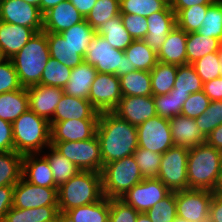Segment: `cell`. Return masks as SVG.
Returning <instances> with one entry per match:
<instances>
[{
	"label": "cell",
	"mask_w": 222,
	"mask_h": 222,
	"mask_svg": "<svg viewBox=\"0 0 222 222\" xmlns=\"http://www.w3.org/2000/svg\"><path fill=\"white\" fill-rule=\"evenodd\" d=\"M145 213L152 222H173L177 216L175 192H171Z\"/></svg>",
	"instance_id": "47"
},
{
	"label": "cell",
	"mask_w": 222,
	"mask_h": 222,
	"mask_svg": "<svg viewBox=\"0 0 222 222\" xmlns=\"http://www.w3.org/2000/svg\"><path fill=\"white\" fill-rule=\"evenodd\" d=\"M50 58L46 32H37L10 60L22 87L40 85L41 77Z\"/></svg>",
	"instance_id": "3"
},
{
	"label": "cell",
	"mask_w": 222,
	"mask_h": 222,
	"mask_svg": "<svg viewBox=\"0 0 222 222\" xmlns=\"http://www.w3.org/2000/svg\"><path fill=\"white\" fill-rule=\"evenodd\" d=\"M189 149L171 147L162 154L157 179L171 192L188 189L187 159Z\"/></svg>",
	"instance_id": "9"
},
{
	"label": "cell",
	"mask_w": 222,
	"mask_h": 222,
	"mask_svg": "<svg viewBox=\"0 0 222 222\" xmlns=\"http://www.w3.org/2000/svg\"><path fill=\"white\" fill-rule=\"evenodd\" d=\"M23 155L16 151L0 152V186L15 185L22 178Z\"/></svg>",
	"instance_id": "36"
},
{
	"label": "cell",
	"mask_w": 222,
	"mask_h": 222,
	"mask_svg": "<svg viewBox=\"0 0 222 222\" xmlns=\"http://www.w3.org/2000/svg\"><path fill=\"white\" fill-rule=\"evenodd\" d=\"M120 78L115 74L97 73L90 87L88 100L99 112H112L122 98Z\"/></svg>",
	"instance_id": "11"
},
{
	"label": "cell",
	"mask_w": 222,
	"mask_h": 222,
	"mask_svg": "<svg viewBox=\"0 0 222 222\" xmlns=\"http://www.w3.org/2000/svg\"><path fill=\"white\" fill-rule=\"evenodd\" d=\"M60 34L65 41H67L74 49L78 50V54L84 58L90 41L96 35V30L84 20L81 23L64 30Z\"/></svg>",
	"instance_id": "39"
},
{
	"label": "cell",
	"mask_w": 222,
	"mask_h": 222,
	"mask_svg": "<svg viewBox=\"0 0 222 222\" xmlns=\"http://www.w3.org/2000/svg\"><path fill=\"white\" fill-rule=\"evenodd\" d=\"M84 20L85 18L74 5L66 0L43 14V31L46 33H61Z\"/></svg>",
	"instance_id": "19"
},
{
	"label": "cell",
	"mask_w": 222,
	"mask_h": 222,
	"mask_svg": "<svg viewBox=\"0 0 222 222\" xmlns=\"http://www.w3.org/2000/svg\"><path fill=\"white\" fill-rule=\"evenodd\" d=\"M84 61L94 66L97 73L115 74L118 77L136 70L130 69V62L123 50L113 48L97 34L87 47Z\"/></svg>",
	"instance_id": "7"
},
{
	"label": "cell",
	"mask_w": 222,
	"mask_h": 222,
	"mask_svg": "<svg viewBox=\"0 0 222 222\" xmlns=\"http://www.w3.org/2000/svg\"><path fill=\"white\" fill-rule=\"evenodd\" d=\"M124 53L130 69L151 71L158 63L157 53L143 40H134Z\"/></svg>",
	"instance_id": "30"
},
{
	"label": "cell",
	"mask_w": 222,
	"mask_h": 222,
	"mask_svg": "<svg viewBox=\"0 0 222 222\" xmlns=\"http://www.w3.org/2000/svg\"><path fill=\"white\" fill-rule=\"evenodd\" d=\"M118 15H120V0H97L85 20L94 30H97L109 19Z\"/></svg>",
	"instance_id": "40"
},
{
	"label": "cell",
	"mask_w": 222,
	"mask_h": 222,
	"mask_svg": "<svg viewBox=\"0 0 222 222\" xmlns=\"http://www.w3.org/2000/svg\"><path fill=\"white\" fill-rule=\"evenodd\" d=\"M127 32L134 40H143L148 31L147 18L134 14H120Z\"/></svg>",
	"instance_id": "53"
},
{
	"label": "cell",
	"mask_w": 222,
	"mask_h": 222,
	"mask_svg": "<svg viewBox=\"0 0 222 222\" xmlns=\"http://www.w3.org/2000/svg\"><path fill=\"white\" fill-rule=\"evenodd\" d=\"M138 147L163 154L174 146L169 119L156 115L136 126Z\"/></svg>",
	"instance_id": "10"
},
{
	"label": "cell",
	"mask_w": 222,
	"mask_h": 222,
	"mask_svg": "<svg viewBox=\"0 0 222 222\" xmlns=\"http://www.w3.org/2000/svg\"><path fill=\"white\" fill-rule=\"evenodd\" d=\"M188 189L219 191L222 182V151L206 142L189 149Z\"/></svg>",
	"instance_id": "2"
},
{
	"label": "cell",
	"mask_w": 222,
	"mask_h": 222,
	"mask_svg": "<svg viewBox=\"0 0 222 222\" xmlns=\"http://www.w3.org/2000/svg\"><path fill=\"white\" fill-rule=\"evenodd\" d=\"M169 0H120V14H134L142 17L165 10Z\"/></svg>",
	"instance_id": "41"
},
{
	"label": "cell",
	"mask_w": 222,
	"mask_h": 222,
	"mask_svg": "<svg viewBox=\"0 0 222 222\" xmlns=\"http://www.w3.org/2000/svg\"><path fill=\"white\" fill-rule=\"evenodd\" d=\"M96 136L100 142L103 166L133 155L138 148L136 126L112 112L99 114Z\"/></svg>",
	"instance_id": "1"
},
{
	"label": "cell",
	"mask_w": 222,
	"mask_h": 222,
	"mask_svg": "<svg viewBox=\"0 0 222 222\" xmlns=\"http://www.w3.org/2000/svg\"><path fill=\"white\" fill-rule=\"evenodd\" d=\"M0 21L43 31V14L39 7L23 0H0Z\"/></svg>",
	"instance_id": "14"
},
{
	"label": "cell",
	"mask_w": 222,
	"mask_h": 222,
	"mask_svg": "<svg viewBox=\"0 0 222 222\" xmlns=\"http://www.w3.org/2000/svg\"><path fill=\"white\" fill-rule=\"evenodd\" d=\"M79 13L86 18L97 0H69Z\"/></svg>",
	"instance_id": "60"
},
{
	"label": "cell",
	"mask_w": 222,
	"mask_h": 222,
	"mask_svg": "<svg viewBox=\"0 0 222 222\" xmlns=\"http://www.w3.org/2000/svg\"><path fill=\"white\" fill-rule=\"evenodd\" d=\"M133 156L144 179L157 178L162 154L138 147Z\"/></svg>",
	"instance_id": "46"
},
{
	"label": "cell",
	"mask_w": 222,
	"mask_h": 222,
	"mask_svg": "<svg viewBox=\"0 0 222 222\" xmlns=\"http://www.w3.org/2000/svg\"><path fill=\"white\" fill-rule=\"evenodd\" d=\"M35 34L32 28L0 21V49L11 59Z\"/></svg>",
	"instance_id": "23"
},
{
	"label": "cell",
	"mask_w": 222,
	"mask_h": 222,
	"mask_svg": "<svg viewBox=\"0 0 222 222\" xmlns=\"http://www.w3.org/2000/svg\"><path fill=\"white\" fill-rule=\"evenodd\" d=\"M17 72L10 59L0 64V94L21 89Z\"/></svg>",
	"instance_id": "52"
},
{
	"label": "cell",
	"mask_w": 222,
	"mask_h": 222,
	"mask_svg": "<svg viewBox=\"0 0 222 222\" xmlns=\"http://www.w3.org/2000/svg\"><path fill=\"white\" fill-rule=\"evenodd\" d=\"M186 41L187 33L176 25L158 51V61L176 66L187 64Z\"/></svg>",
	"instance_id": "25"
},
{
	"label": "cell",
	"mask_w": 222,
	"mask_h": 222,
	"mask_svg": "<svg viewBox=\"0 0 222 222\" xmlns=\"http://www.w3.org/2000/svg\"><path fill=\"white\" fill-rule=\"evenodd\" d=\"M14 151L41 154L51 145V126L47 119L28 109L12 123ZM45 147V148H44Z\"/></svg>",
	"instance_id": "4"
},
{
	"label": "cell",
	"mask_w": 222,
	"mask_h": 222,
	"mask_svg": "<svg viewBox=\"0 0 222 222\" xmlns=\"http://www.w3.org/2000/svg\"><path fill=\"white\" fill-rule=\"evenodd\" d=\"M210 102L211 100L206 96L203 90L192 93L184 102L181 109V115L193 119L198 118L206 111Z\"/></svg>",
	"instance_id": "50"
},
{
	"label": "cell",
	"mask_w": 222,
	"mask_h": 222,
	"mask_svg": "<svg viewBox=\"0 0 222 222\" xmlns=\"http://www.w3.org/2000/svg\"><path fill=\"white\" fill-rule=\"evenodd\" d=\"M74 222H109V198L68 210Z\"/></svg>",
	"instance_id": "35"
},
{
	"label": "cell",
	"mask_w": 222,
	"mask_h": 222,
	"mask_svg": "<svg viewBox=\"0 0 222 222\" xmlns=\"http://www.w3.org/2000/svg\"><path fill=\"white\" fill-rule=\"evenodd\" d=\"M23 1L31 5L39 7V10H40V0H23Z\"/></svg>",
	"instance_id": "64"
},
{
	"label": "cell",
	"mask_w": 222,
	"mask_h": 222,
	"mask_svg": "<svg viewBox=\"0 0 222 222\" xmlns=\"http://www.w3.org/2000/svg\"><path fill=\"white\" fill-rule=\"evenodd\" d=\"M50 57L57 59L66 67L73 69L84 61V58L78 54L60 33H46Z\"/></svg>",
	"instance_id": "28"
},
{
	"label": "cell",
	"mask_w": 222,
	"mask_h": 222,
	"mask_svg": "<svg viewBox=\"0 0 222 222\" xmlns=\"http://www.w3.org/2000/svg\"><path fill=\"white\" fill-rule=\"evenodd\" d=\"M218 55L221 63V68H222V42L220 44L219 50H218ZM221 77H222V70H221Z\"/></svg>",
	"instance_id": "65"
},
{
	"label": "cell",
	"mask_w": 222,
	"mask_h": 222,
	"mask_svg": "<svg viewBox=\"0 0 222 222\" xmlns=\"http://www.w3.org/2000/svg\"><path fill=\"white\" fill-rule=\"evenodd\" d=\"M220 44L221 41L214 37H206L197 32L187 33V64H193L205 55L218 52Z\"/></svg>",
	"instance_id": "31"
},
{
	"label": "cell",
	"mask_w": 222,
	"mask_h": 222,
	"mask_svg": "<svg viewBox=\"0 0 222 222\" xmlns=\"http://www.w3.org/2000/svg\"><path fill=\"white\" fill-rule=\"evenodd\" d=\"M169 123L175 147L191 149L206 142V137L199 130L195 119L177 115L169 119Z\"/></svg>",
	"instance_id": "22"
},
{
	"label": "cell",
	"mask_w": 222,
	"mask_h": 222,
	"mask_svg": "<svg viewBox=\"0 0 222 222\" xmlns=\"http://www.w3.org/2000/svg\"><path fill=\"white\" fill-rule=\"evenodd\" d=\"M177 216L190 222H208L213 191L186 189L175 192Z\"/></svg>",
	"instance_id": "12"
},
{
	"label": "cell",
	"mask_w": 222,
	"mask_h": 222,
	"mask_svg": "<svg viewBox=\"0 0 222 222\" xmlns=\"http://www.w3.org/2000/svg\"><path fill=\"white\" fill-rule=\"evenodd\" d=\"M210 5H193L182 9L176 15V24L186 33L197 32L206 16Z\"/></svg>",
	"instance_id": "45"
},
{
	"label": "cell",
	"mask_w": 222,
	"mask_h": 222,
	"mask_svg": "<svg viewBox=\"0 0 222 222\" xmlns=\"http://www.w3.org/2000/svg\"><path fill=\"white\" fill-rule=\"evenodd\" d=\"M28 109L27 88L0 94V119L13 123Z\"/></svg>",
	"instance_id": "27"
},
{
	"label": "cell",
	"mask_w": 222,
	"mask_h": 222,
	"mask_svg": "<svg viewBox=\"0 0 222 222\" xmlns=\"http://www.w3.org/2000/svg\"><path fill=\"white\" fill-rule=\"evenodd\" d=\"M119 78L123 96L152 95L150 71L135 70Z\"/></svg>",
	"instance_id": "32"
},
{
	"label": "cell",
	"mask_w": 222,
	"mask_h": 222,
	"mask_svg": "<svg viewBox=\"0 0 222 222\" xmlns=\"http://www.w3.org/2000/svg\"><path fill=\"white\" fill-rule=\"evenodd\" d=\"M14 151L12 123L0 119V152Z\"/></svg>",
	"instance_id": "54"
},
{
	"label": "cell",
	"mask_w": 222,
	"mask_h": 222,
	"mask_svg": "<svg viewBox=\"0 0 222 222\" xmlns=\"http://www.w3.org/2000/svg\"><path fill=\"white\" fill-rule=\"evenodd\" d=\"M206 143L222 151V124L215 128L207 137Z\"/></svg>",
	"instance_id": "59"
},
{
	"label": "cell",
	"mask_w": 222,
	"mask_h": 222,
	"mask_svg": "<svg viewBox=\"0 0 222 222\" xmlns=\"http://www.w3.org/2000/svg\"><path fill=\"white\" fill-rule=\"evenodd\" d=\"M219 191H221V192H222V182H221V185H220V189H219Z\"/></svg>",
	"instance_id": "69"
},
{
	"label": "cell",
	"mask_w": 222,
	"mask_h": 222,
	"mask_svg": "<svg viewBox=\"0 0 222 222\" xmlns=\"http://www.w3.org/2000/svg\"><path fill=\"white\" fill-rule=\"evenodd\" d=\"M61 222H74V221L69 214L61 211Z\"/></svg>",
	"instance_id": "63"
},
{
	"label": "cell",
	"mask_w": 222,
	"mask_h": 222,
	"mask_svg": "<svg viewBox=\"0 0 222 222\" xmlns=\"http://www.w3.org/2000/svg\"><path fill=\"white\" fill-rule=\"evenodd\" d=\"M177 66L158 61L150 71L152 96L169 93L175 83Z\"/></svg>",
	"instance_id": "37"
},
{
	"label": "cell",
	"mask_w": 222,
	"mask_h": 222,
	"mask_svg": "<svg viewBox=\"0 0 222 222\" xmlns=\"http://www.w3.org/2000/svg\"><path fill=\"white\" fill-rule=\"evenodd\" d=\"M96 34L102 36L113 48L125 51L134 41L124 27L121 15L109 19L101 25Z\"/></svg>",
	"instance_id": "29"
},
{
	"label": "cell",
	"mask_w": 222,
	"mask_h": 222,
	"mask_svg": "<svg viewBox=\"0 0 222 222\" xmlns=\"http://www.w3.org/2000/svg\"><path fill=\"white\" fill-rule=\"evenodd\" d=\"M203 90V82L192 64L177 66L174 94L190 95Z\"/></svg>",
	"instance_id": "38"
},
{
	"label": "cell",
	"mask_w": 222,
	"mask_h": 222,
	"mask_svg": "<svg viewBox=\"0 0 222 222\" xmlns=\"http://www.w3.org/2000/svg\"><path fill=\"white\" fill-rule=\"evenodd\" d=\"M136 222H152V221L150 220L148 215L145 212H143L138 214Z\"/></svg>",
	"instance_id": "62"
},
{
	"label": "cell",
	"mask_w": 222,
	"mask_h": 222,
	"mask_svg": "<svg viewBox=\"0 0 222 222\" xmlns=\"http://www.w3.org/2000/svg\"><path fill=\"white\" fill-rule=\"evenodd\" d=\"M38 155L40 156L38 153L23 155L22 177L37 186L58 188L55 185L53 172L50 169L48 160L44 155L40 156V158H38Z\"/></svg>",
	"instance_id": "24"
},
{
	"label": "cell",
	"mask_w": 222,
	"mask_h": 222,
	"mask_svg": "<svg viewBox=\"0 0 222 222\" xmlns=\"http://www.w3.org/2000/svg\"><path fill=\"white\" fill-rule=\"evenodd\" d=\"M7 58L4 56L3 52L0 49V64L3 63Z\"/></svg>",
	"instance_id": "68"
},
{
	"label": "cell",
	"mask_w": 222,
	"mask_h": 222,
	"mask_svg": "<svg viewBox=\"0 0 222 222\" xmlns=\"http://www.w3.org/2000/svg\"><path fill=\"white\" fill-rule=\"evenodd\" d=\"M197 33L210 38L214 37L222 42V0H215L208 7Z\"/></svg>",
	"instance_id": "42"
},
{
	"label": "cell",
	"mask_w": 222,
	"mask_h": 222,
	"mask_svg": "<svg viewBox=\"0 0 222 222\" xmlns=\"http://www.w3.org/2000/svg\"><path fill=\"white\" fill-rule=\"evenodd\" d=\"M170 6L177 15L182 9L193 5H211L215 0H169Z\"/></svg>",
	"instance_id": "58"
},
{
	"label": "cell",
	"mask_w": 222,
	"mask_h": 222,
	"mask_svg": "<svg viewBox=\"0 0 222 222\" xmlns=\"http://www.w3.org/2000/svg\"><path fill=\"white\" fill-rule=\"evenodd\" d=\"M203 92L211 101L222 100V77L203 83Z\"/></svg>",
	"instance_id": "56"
},
{
	"label": "cell",
	"mask_w": 222,
	"mask_h": 222,
	"mask_svg": "<svg viewBox=\"0 0 222 222\" xmlns=\"http://www.w3.org/2000/svg\"><path fill=\"white\" fill-rule=\"evenodd\" d=\"M201 133L207 137L215 128L222 124V100L211 101L206 111L195 118Z\"/></svg>",
	"instance_id": "48"
},
{
	"label": "cell",
	"mask_w": 222,
	"mask_h": 222,
	"mask_svg": "<svg viewBox=\"0 0 222 222\" xmlns=\"http://www.w3.org/2000/svg\"><path fill=\"white\" fill-rule=\"evenodd\" d=\"M103 197L101 172L80 171L58 187V209L67 212L79 206L96 203Z\"/></svg>",
	"instance_id": "5"
},
{
	"label": "cell",
	"mask_w": 222,
	"mask_h": 222,
	"mask_svg": "<svg viewBox=\"0 0 222 222\" xmlns=\"http://www.w3.org/2000/svg\"><path fill=\"white\" fill-rule=\"evenodd\" d=\"M58 206V188L37 186L23 177L14 185L13 207L20 209Z\"/></svg>",
	"instance_id": "13"
},
{
	"label": "cell",
	"mask_w": 222,
	"mask_h": 222,
	"mask_svg": "<svg viewBox=\"0 0 222 222\" xmlns=\"http://www.w3.org/2000/svg\"><path fill=\"white\" fill-rule=\"evenodd\" d=\"M138 214L122 199H109V222H136Z\"/></svg>",
	"instance_id": "51"
},
{
	"label": "cell",
	"mask_w": 222,
	"mask_h": 222,
	"mask_svg": "<svg viewBox=\"0 0 222 222\" xmlns=\"http://www.w3.org/2000/svg\"><path fill=\"white\" fill-rule=\"evenodd\" d=\"M49 222H61V211L58 212V215Z\"/></svg>",
	"instance_id": "67"
},
{
	"label": "cell",
	"mask_w": 222,
	"mask_h": 222,
	"mask_svg": "<svg viewBox=\"0 0 222 222\" xmlns=\"http://www.w3.org/2000/svg\"><path fill=\"white\" fill-rule=\"evenodd\" d=\"M113 112L134 126L157 115L152 95L122 96Z\"/></svg>",
	"instance_id": "17"
},
{
	"label": "cell",
	"mask_w": 222,
	"mask_h": 222,
	"mask_svg": "<svg viewBox=\"0 0 222 222\" xmlns=\"http://www.w3.org/2000/svg\"><path fill=\"white\" fill-rule=\"evenodd\" d=\"M58 206H40L20 209L13 207L6 213L4 222H49L58 215Z\"/></svg>",
	"instance_id": "33"
},
{
	"label": "cell",
	"mask_w": 222,
	"mask_h": 222,
	"mask_svg": "<svg viewBox=\"0 0 222 222\" xmlns=\"http://www.w3.org/2000/svg\"><path fill=\"white\" fill-rule=\"evenodd\" d=\"M99 114L88 99L73 97L64 93L56 106L53 118L49 122L99 119Z\"/></svg>",
	"instance_id": "21"
},
{
	"label": "cell",
	"mask_w": 222,
	"mask_h": 222,
	"mask_svg": "<svg viewBox=\"0 0 222 222\" xmlns=\"http://www.w3.org/2000/svg\"><path fill=\"white\" fill-rule=\"evenodd\" d=\"M147 23L148 31L143 41L158 53L167 35L177 25L176 14L169 5L165 10L149 15L147 17Z\"/></svg>",
	"instance_id": "20"
},
{
	"label": "cell",
	"mask_w": 222,
	"mask_h": 222,
	"mask_svg": "<svg viewBox=\"0 0 222 222\" xmlns=\"http://www.w3.org/2000/svg\"><path fill=\"white\" fill-rule=\"evenodd\" d=\"M71 68L66 67L57 59L50 57L44 68L40 85L56 86L63 88L71 76Z\"/></svg>",
	"instance_id": "44"
},
{
	"label": "cell",
	"mask_w": 222,
	"mask_h": 222,
	"mask_svg": "<svg viewBox=\"0 0 222 222\" xmlns=\"http://www.w3.org/2000/svg\"><path fill=\"white\" fill-rule=\"evenodd\" d=\"M189 95L174 94L171 90L167 94L153 96L157 115L171 119L174 116L181 115V109Z\"/></svg>",
	"instance_id": "43"
},
{
	"label": "cell",
	"mask_w": 222,
	"mask_h": 222,
	"mask_svg": "<svg viewBox=\"0 0 222 222\" xmlns=\"http://www.w3.org/2000/svg\"><path fill=\"white\" fill-rule=\"evenodd\" d=\"M47 149L50 150V153L48 152L44 154V156L48 160L57 187H60L80 172L79 168L74 163L61 155L52 145Z\"/></svg>",
	"instance_id": "34"
},
{
	"label": "cell",
	"mask_w": 222,
	"mask_h": 222,
	"mask_svg": "<svg viewBox=\"0 0 222 222\" xmlns=\"http://www.w3.org/2000/svg\"><path fill=\"white\" fill-rule=\"evenodd\" d=\"M173 222H190L189 220H186L185 218L176 216Z\"/></svg>",
	"instance_id": "66"
},
{
	"label": "cell",
	"mask_w": 222,
	"mask_h": 222,
	"mask_svg": "<svg viewBox=\"0 0 222 222\" xmlns=\"http://www.w3.org/2000/svg\"><path fill=\"white\" fill-rule=\"evenodd\" d=\"M209 221L222 222V192H213V198L210 203Z\"/></svg>",
	"instance_id": "57"
},
{
	"label": "cell",
	"mask_w": 222,
	"mask_h": 222,
	"mask_svg": "<svg viewBox=\"0 0 222 222\" xmlns=\"http://www.w3.org/2000/svg\"><path fill=\"white\" fill-rule=\"evenodd\" d=\"M203 83L221 76V63L218 52L199 58L192 64Z\"/></svg>",
	"instance_id": "49"
},
{
	"label": "cell",
	"mask_w": 222,
	"mask_h": 222,
	"mask_svg": "<svg viewBox=\"0 0 222 222\" xmlns=\"http://www.w3.org/2000/svg\"><path fill=\"white\" fill-rule=\"evenodd\" d=\"M170 193L159 179L151 178L143 179L134 185L121 199L139 213H143Z\"/></svg>",
	"instance_id": "15"
},
{
	"label": "cell",
	"mask_w": 222,
	"mask_h": 222,
	"mask_svg": "<svg viewBox=\"0 0 222 222\" xmlns=\"http://www.w3.org/2000/svg\"><path fill=\"white\" fill-rule=\"evenodd\" d=\"M101 176L103 195L109 199H121L144 179L133 155L105 164Z\"/></svg>",
	"instance_id": "6"
},
{
	"label": "cell",
	"mask_w": 222,
	"mask_h": 222,
	"mask_svg": "<svg viewBox=\"0 0 222 222\" xmlns=\"http://www.w3.org/2000/svg\"><path fill=\"white\" fill-rule=\"evenodd\" d=\"M29 109L50 121L64 95L63 88L48 85H34L27 88Z\"/></svg>",
	"instance_id": "18"
},
{
	"label": "cell",
	"mask_w": 222,
	"mask_h": 222,
	"mask_svg": "<svg viewBox=\"0 0 222 222\" xmlns=\"http://www.w3.org/2000/svg\"><path fill=\"white\" fill-rule=\"evenodd\" d=\"M14 185L0 186V222L13 206Z\"/></svg>",
	"instance_id": "55"
},
{
	"label": "cell",
	"mask_w": 222,
	"mask_h": 222,
	"mask_svg": "<svg viewBox=\"0 0 222 222\" xmlns=\"http://www.w3.org/2000/svg\"><path fill=\"white\" fill-rule=\"evenodd\" d=\"M97 70L94 66L83 61L71 70L68 83L63 87L66 95L88 99L90 87L95 79Z\"/></svg>",
	"instance_id": "26"
},
{
	"label": "cell",
	"mask_w": 222,
	"mask_h": 222,
	"mask_svg": "<svg viewBox=\"0 0 222 222\" xmlns=\"http://www.w3.org/2000/svg\"><path fill=\"white\" fill-rule=\"evenodd\" d=\"M66 0H40V12L44 14L50 8Z\"/></svg>",
	"instance_id": "61"
},
{
	"label": "cell",
	"mask_w": 222,
	"mask_h": 222,
	"mask_svg": "<svg viewBox=\"0 0 222 222\" xmlns=\"http://www.w3.org/2000/svg\"><path fill=\"white\" fill-rule=\"evenodd\" d=\"M51 145L80 171L101 172L103 169L100 142L96 135L88 140L51 142Z\"/></svg>",
	"instance_id": "8"
},
{
	"label": "cell",
	"mask_w": 222,
	"mask_h": 222,
	"mask_svg": "<svg viewBox=\"0 0 222 222\" xmlns=\"http://www.w3.org/2000/svg\"><path fill=\"white\" fill-rule=\"evenodd\" d=\"M99 119L65 120L49 122L51 142L82 141L96 135Z\"/></svg>",
	"instance_id": "16"
}]
</instances>
